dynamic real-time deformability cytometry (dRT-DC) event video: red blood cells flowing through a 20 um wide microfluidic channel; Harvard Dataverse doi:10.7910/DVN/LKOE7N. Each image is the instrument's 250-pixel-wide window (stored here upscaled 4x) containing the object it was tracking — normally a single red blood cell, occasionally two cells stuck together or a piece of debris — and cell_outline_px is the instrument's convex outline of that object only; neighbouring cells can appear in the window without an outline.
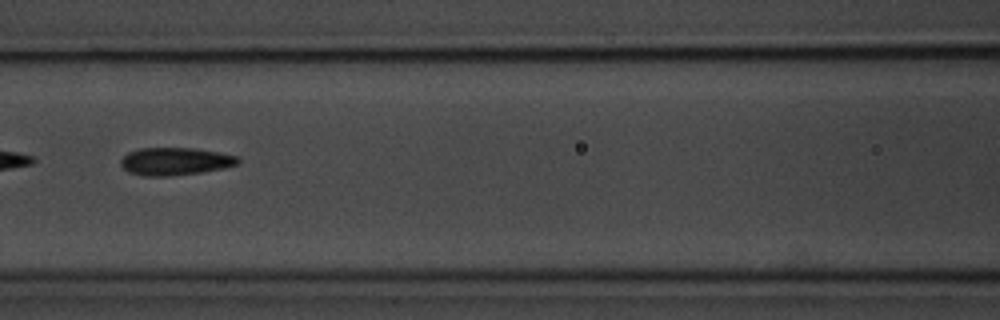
{"species": "common noctule bat (a hibernating species)", "species_latin": "Nyctalus noctula", "temperature_condition": "room temperature", "stored_images_in_passage": 8, "camera_frame_rate_fps": 3000, "um_per_image_px": 0.085, "animal": {"sex": "male", "body_mass_g": 20.1, "forearm_length_mm": 53.5}, "frame": {"image": 1, "passage_image": 6, "time_ms": 6.667, "image_size_px": [1000, 320], "cell_outline_px": [[240, 164], [224, 168], [200, 172], [168, 176], [144, 176], [128, 172], [120, 164], [120, 160], [128, 152], [140, 148], [196, 148], [240, 156]], "centroid_in_image_um": [14.92, 13.71], "position_along_channel_um": 151.7, "area_um2": 19.02}}
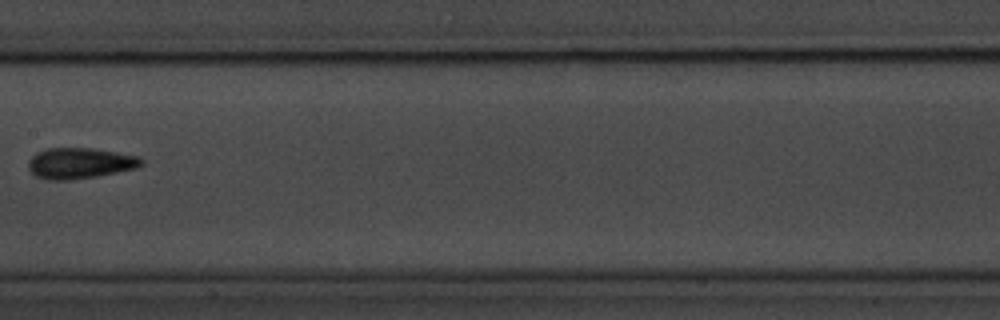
{"frame": {"image": 2, "passage_image": 7, "time_ms": 8.0, "image_size_px": [1000, 320], "cell_outline_px": [[144, 164], [136, 168], [96, 176], [68, 180], [48, 180], [36, 176], [28, 168], [28, 160], [36, 152], [44, 148], [92, 148], [116, 152], [136, 156], [144, 160]], "centroid_in_image_um": [6.76, 13.86], "position_along_channel_um": 200.6, "area_um2": 20.29}}